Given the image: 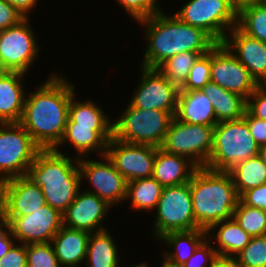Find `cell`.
Instances as JSON below:
<instances>
[{"label": "cell", "mask_w": 266, "mask_h": 267, "mask_svg": "<svg viewBox=\"0 0 266 267\" xmlns=\"http://www.w3.org/2000/svg\"><path fill=\"white\" fill-rule=\"evenodd\" d=\"M24 18L7 0H0V31L18 24Z\"/></svg>", "instance_id": "obj_42"}, {"label": "cell", "mask_w": 266, "mask_h": 267, "mask_svg": "<svg viewBox=\"0 0 266 267\" xmlns=\"http://www.w3.org/2000/svg\"><path fill=\"white\" fill-rule=\"evenodd\" d=\"M228 172L239 197L245 191L266 183V167L258 155L237 163Z\"/></svg>", "instance_id": "obj_30"}, {"label": "cell", "mask_w": 266, "mask_h": 267, "mask_svg": "<svg viewBox=\"0 0 266 267\" xmlns=\"http://www.w3.org/2000/svg\"><path fill=\"white\" fill-rule=\"evenodd\" d=\"M125 11L137 21L150 17L163 10L158 6L157 0H117Z\"/></svg>", "instance_id": "obj_38"}, {"label": "cell", "mask_w": 266, "mask_h": 267, "mask_svg": "<svg viewBox=\"0 0 266 267\" xmlns=\"http://www.w3.org/2000/svg\"><path fill=\"white\" fill-rule=\"evenodd\" d=\"M14 6L25 18H28V13L34 8L37 0H7Z\"/></svg>", "instance_id": "obj_46"}, {"label": "cell", "mask_w": 266, "mask_h": 267, "mask_svg": "<svg viewBox=\"0 0 266 267\" xmlns=\"http://www.w3.org/2000/svg\"><path fill=\"white\" fill-rule=\"evenodd\" d=\"M206 238L207 230L201 228L165 234L160 240L169 244L174 252L165 251L162 264L166 267H181Z\"/></svg>", "instance_id": "obj_24"}, {"label": "cell", "mask_w": 266, "mask_h": 267, "mask_svg": "<svg viewBox=\"0 0 266 267\" xmlns=\"http://www.w3.org/2000/svg\"><path fill=\"white\" fill-rule=\"evenodd\" d=\"M40 150L20 123H0V183L26 175Z\"/></svg>", "instance_id": "obj_9"}, {"label": "cell", "mask_w": 266, "mask_h": 267, "mask_svg": "<svg viewBox=\"0 0 266 267\" xmlns=\"http://www.w3.org/2000/svg\"><path fill=\"white\" fill-rule=\"evenodd\" d=\"M214 127L184 123L174 117L160 148L187 157L198 167H205L213 148Z\"/></svg>", "instance_id": "obj_10"}, {"label": "cell", "mask_w": 266, "mask_h": 267, "mask_svg": "<svg viewBox=\"0 0 266 267\" xmlns=\"http://www.w3.org/2000/svg\"><path fill=\"white\" fill-rule=\"evenodd\" d=\"M13 245L8 252L0 258V267H27L26 245Z\"/></svg>", "instance_id": "obj_41"}, {"label": "cell", "mask_w": 266, "mask_h": 267, "mask_svg": "<svg viewBox=\"0 0 266 267\" xmlns=\"http://www.w3.org/2000/svg\"><path fill=\"white\" fill-rule=\"evenodd\" d=\"M259 148L243 118L218 122L213 129V148L205 167L229 171L237 163L257 156Z\"/></svg>", "instance_id": "obj_5"}, {"label": "cell", "mask_w": 266, "mask_h": 267, "mask_svg": "<svg viewBox=\"0 0 266 267\" xmlns=\"http://www.w3.org/2000/svg\"><path fill=\"white\" fill-rule=\"evenodd\" d=\"M237 27L246 35L266 42V6L256 3L240 8Z\"/></svg>", "instance_id": "obj_32"}, {"label": "cell", "mask_w": 266, "mask_h": 267, "mask_svg": "<svg viewBox=\"0 0 266 267\" xmlns=\"http://www.w3.org/2000/svg\"><path fill=\"white\" fill-rule=\"evenodd\" d=\"M27 267H61L51 242L26 245Z\"/></svg>", "instance_id": "obj_37"}, {"label": "cell", "mask_w": 266, "mask_h": 267, "mask_svg": "<svg viewBox=\"0 0 266 267\" xmlns=\"http://www.w3.org/2000/svg\"><path fill=\"white\" fill-rule=\"evenodd\" d=\"M233 218L250 236L266 235V210L245 205L239 199Z\"/></svg>", "instance_id": "obj_34"}, {"label": "cell", "mask_w": 266, "mask_h": 267, "mask_svg": "<svg viewBox=\"0 0 266 267\" xmlns=\"http://www.w3.org/2000/svg\"><path fill=\"white\" fill-rule=\"evenodd\" d=\"M14 239L22 244L49 243L63 227V214L49 204L25 216H4Z\"/></svg>", "instance_id": "obj_12"}, {"label": "cell", "mask_w": 266, "mask_h": 267, "mask_svg": "<svg viewBox=\"0 0 266 267\" xmlns=\"http://www.w3.org/2000/svg\"><path fill=\"white\" fill-rule=\"evenodd\" d=\"M212 267H241L238 261L232 257H220L214 261Z\"/></svg>", "instance_id": "obj_47"}, {"label": "cell", "mask_w": 266, "mask_h": 267, "mask_svg": "<svg viewBox=\"0 0 266 267\" xmlns=\"http://www.w3.org/2000/svg\"><path fill=\"white\" fill-rule=\"evenodd\" d=\"M243 119L247 122L250 133L259 147L266 145V121L254 117L248 110Z\"/></svg>", "instance_id": "obj_43"}, {"label": "cell", "mask_w": 266, "mask_h": 267, "mask_svg": "<svg viewBox=\"0 0 266 267\" xmlns=\"http://www.w3.org/2000/svg\"><path fill=\"white\" fill-rule=\"evenodd\" d=\"M146 29L147 48L141 67L157 69L164 61L185 51L205 55L217 42L204 30L190 26L174 14L161 11L137 21Z\"/></svg>", "instance_id": "obj_2"}, {"label": "cell", "mask_w": 266, "mask_h": 267, "mask_svg": "<svg viewBox=\"0 0 266 267\" xmlns=\"http://www.w3.org/2000/svg\"><path fill=\"white\" fill-rule=\"evenodd\" d=\"M20 72L0 71V123H19L25 105L26 94Z\"/></svg>", "instance_id": "obj_20"}, {"label": "cell", "mask_w": 266, "mask_h": 267, "mask_svg": "<svg viewBox=\"0 0 266 267\" xmlns=\"http://www.w3.org/2000/svg\"><path fill=\"white\" fill-rule=\"evenodd\" d=\"M46 204L39 185L25 175L1 182L0 213L3 216H25Z\"/></svg>", "instance_id": "obj_17"}, {"label": "cell", "mask_w": 266, "mask_h": 267, "mask_svg": "<svg viewBox=\"0 0 266 267\" xmlns=\"http://www.w3.org/2000/svg\"><path fill=\"white\" fill-rule=\"evenodd\" d=\"M174 117L178 121L195 125L216 126L218 124L213 105L201 89L179 90Z\"/></svg>", "instance_id": "obj_22"}, {"label": "cell", "mask_w": 266, "mask_h": 267, "mask_svg": "<svg viewBox=\"0 0 266 267\" xmlns=\"http://www.w3.org/2000/svg\"><path fill=\"white\" fill-rule=\"evenodd\" d=\"M218 228L216 234L209 235L212 230ZM210 237V238H208ZM216 239L218 247H214L218 256L220 257H232L234 258L239 252H241L250 242L252 236H250L244 229L240 227L234 218L229 220H222L221 222L213 224L207 230V238Z\"/></svg>", "instance_id": "obj_26"}, {"label": "cell", "mask_w": 266, "mask_h": 267, "mask_svg": "<svg viewBox=\"0 0 266 267\" xmlns=\"http://www.w3.org/2000/svg\"><path fill=\"white\" fill-rule=\"evenodd\" d=\"M152 230L157 238L167 233L199 229L196 224L189 182L165 186L156 207Z\"/></svg>", "instance_id": "obj_8"}, {"label": "cell", "mask_w": 266, "mask_h": 267, "mask_svg": "<svg viewBox=\"0 0 266 267\" xmlns=\"http://www.w3.org/2000/svg\"><path fill=\"white\" fill-rule=\"evenodd\" d=\"M225 36L222 43L247 68L259 85L266 84V42L252 38L237 26Z\"/></svg>", "instance_id": "obj_19"}, {"label": "cell", "mask_w": 266, "mask_h": 267, "mask_svg": "<svg viewBox=\"0 0 266 267\" xmlns=\"http://www.w3.org/2000/svg\"><path fill=\"white\" fill-rule=\"evenodd\" d=\"M173 118L168 111L139 109L129 104L113 122V138L131 144L159 148Z\"/></svg>", "instance_id": "obj_6"}, {"label": "cell", "mask_w": 266, "mask_h": 267, "mask_svg": "<svg viewBox=\"0 0 266 267\" xmlns=\"http://www.w3.org/2000/svg\"><path fill=\"white\" fill-rule=\"evenodd\" d=\"M234 258L241 267H266V235L252 237Z\"/></svg>", "instance_id": "obj_35"}, {"label": "cell", "mask_w": 266, "mask_h": 267, "mask_svg": "<svg viewBox=\"0 0 266 267\" xmlns=\"http://www.w3.org/2000/svg\"><path fill=\"white\" fill-rule=\"evenodd\" d=\"M201 56L199 52L185 51L164 61L157 69L179 88L187 80L189 71Z\"/></svg>", "instance_id": "obj_33"}, {"label": "cell", "mask_w": 266, "mask_h": 267, "mask_svg": "<svg viewBox=\"0 0 266 267\" xmlns=\"http://www.w3.org/2000/svg\"><path fill=\"white\" fill-rule=\"evenodd\" d=\"M262 0H232L235 8L239 10L243 6L249 5V4H256L260 3Z\"/></svg>", "instance_id": "obj_48"}, {"label": "cell", "mask_w": 266, "mask_h": 267, "mask_svg": "<svg viewBox=\"0 0 266 267\" xmlns=\"http://www.w3.org/2000/svg\"><path fill=\"white\" fill-rule=\"evenodd\" d=\"M157 147L112 138L106 154L126 182L152 177Z\"/></svg>", "instance_id": "obj_15"}, {"label": "cell", "mask_w": 266, "mask_h": 267, "mask_svg": "<svg viewBox=\"0 0 266 267\" xmlns=\"http://www.w3.org/2000/svg\"><path fill=\"white\" fill-rule=\"evenodd\" d=\"M141 82L130 104L139 109L168 111L175 116L179 87L158 69L141 67Z\"/></svg>", "instance_id": "obj_14"}, {"label": "cell", "mask_w": 266, "mask_h": 267, "mask_svg": "<svg viewBox=\"0 0 266 267\" xmlns=\"http://www.w3.org/2000/svg\"><path fill=\"white\" fill-rule=\"evenodd\" d=\"M239 199L245 205L266 210V183L245 191Z\"/></svg>", "instance_id": "obj_44"}, {"label": "cell", "mask_w": 266, "mask_h": 267, "mask_svg": "<svg viewBox=\"0 0 266 267\" xmlns=\"http://www.w3.org/2000/svg\"><path fill=\"white\" fill-rule=\"evenodd\" d=\"M25 99L20 124L41 150L55 149L63 138L74 86L56 73L51 74Z\"/></svg>", "instance_id": "obj_1"}, {"label": "cell", "mask_w": 266, "mask_h": 267, "mask_svg": "<svg viewBox=\"0 0 266 267\" xmlns=\"http://www.w3.org/2000/svg\"><path fill=\"white\" fill-rule=\"evenodd\" d=\"M237 14L232 0H189L174 13L184 23L204 30L217 43H222L229 30L237 26Z\"/></svg>", "instance_id": "obj_7"}, {"label": "cell", "mask_w": 266, "mask_h": 267, "mask_svg": "<svg viewBox=\"0 0 266 267\" xmlns=\"http://www.w3.org/2000/svg\"><path fill=\"white\" fill-rule=\"evenodd\" d=\"M117 247L107 230L90 233L85 259L88 267H118Z\"/></svg>", "instance_id": "obj_29"}, {"label": "cell", "mask_w": 266, "mask_h": 267, "mask_svg": "<svg viewBox=\"0 0 266 267\" xmlns=\"http://www.w3.org/2000/svg\"><path fill=\"white\" fill-rule=\"evenodd\" d=\"M211 82L246 99L259 86L223 43H217L211 49Z\"/></svg>", "instance_id": "obj_13"}, {"label": "cell", "mask_w": 266, "mask_h": 267, "mask_svg": "<svg viewBox=\"0 0 266 267\" xmlns=\"http://www.w3.org/2000/svg\"><path fill=\"white\" fill-rule=\"evenodd\" d=\"M186 158L157 148L152 177L163 187L189 182L198 166Z\"/></svg>", "instance_id": "obj_21"}, {"label": "cell", "mask_w": 266, "mask_h": 267, "mask_svg": "<svg viewBox=\"0 0 266 267\" xmlns=\"http://www.w3.org/2000/svg\"><path fill=\"white\" fill-rule=\"evenodd\" d=\"M217 258L218 254L215 248L206 238L181 267H212Z\"/></svg>", "instance_id": "obj_39"}, {"label": "cell", "mask_w": 266, "mask_h": 267, "mask_svg": "<svg viewBox=\"0 0 266 267\" xmlns=\"http://www.w3.org/2000/svg\"><path fill=\"white\" fill-rule=\"evenodd\" d=\"M196 224L208 230L233 218L239 195L228 171L198 167L189 181Z\"/></svg>", "instance_id": "obj_4"}, {"label": "cell", "mask_w": 266, "mask_h": 267, "mask_svg": "<svg viewBox=\"0 0 266 267\" xmlns=\"http://www.w3.org/2000/svg\"><path fill=\"white\" fill-rule=\"evenodd\" d=\"M213 105L217 122L238 120L247 110V99L213 82L201 89Z\"/></svg>", "instance_id": "obj_25"}, {"label": "cell", "mask_w": 266, "mask_h": 267, "mask_svg": "<svg viewBox=\"0 0 266 267\" xmlns=\"http://www.w3.org/2000/svg\"><path fill=\"white\" fill-rule=\"evenodd\" d=\"M73 161L59 149L40 150L25 175L40 186L46 204L62 214L74 201L81 187L78 158Z\"/></svg>", "instance_id": "obj_3"}, {"label": "cell", "mask_w": 266, "mask_h": 267, "mask_svg": "<svg viewBox=\"0 0 266 267\" xmlns=\"http://www.w3.org/2000/svg\"><path fill=\"white\" fill-rule=\"evenodd\" d=\"M105 161H93L78 158V167L81 178H87L92 190H86L89 193L96 194L99 198L113 206L126 199L127 182L125 178L117 171L112 161L107 155H103Z\"/></svg>", "instance_id": "obj_16"}, {"label": "cell", "mask_w": 266, "mask_h": 267, "mask_svg": "<svg viewBox=\"0 0 266 267\" xmlns=\"http://www.w3.org/2000/svg\"><path fill=\"white\" fill-rule=\"evenodd\" d=\"M113 138V131H95L91 127L84 126H66L65 132L59 145L54 149L58 150L61 144L69 142L73 145L79 155V158L87 153L94 151L101 154H106L108 142Z\"/></svg>", "instance_id": "obj_27"}, {"label": "cell", "mask_w": 266, "mask_h": 267, "mask_svg": "<svg viewBox=\"0 0 266 267\" xmlns=\"http://www.w3.org/2000/svg\"><path fill=\"white\" fill-rule=\"evenodd\" d=\"M163 186L153 177L135 179L127 183L126 199L137 210H150L157 207Z\"/></svg>", "instance_id": "obj_31"}, {"label": "cell", "mask_w": 266, "mask_h": 267, "mask_svg": "<svg viewBox=\"0 0 266 267\" xmlns=\"http://www.w3.org/2000/svg\"><path fill=\"white\" fill-rule=\"evenodd\" d=\"M134 267H148L146 263H141L139 265H135Z\"/></svg>", "instance_id": "obj_50"}, {"label": "cell", "mask_w": 266, "mask_h": 267, "mask_svg": "<svg viewBox=\"0 0 266 267\" xmlns=\"http://www.w3.org/2000/svg\"><path fill=\"white\" fill-rule=\"evenodd\" d=\"M90 233L63 226L51 244L61 267H76L86 258Z\"/></svg>", "instance_id": "obj_23"}, {"label": "cell", "mask_w": 266, "mask_h": 267, "mask_svg": "<svg viewBox=\"0 0 266 267\" xmlns=\"http://www.w3.org/2000/svg\"><path fill=\"white\" fill-rule=\"evenodd\" d=\"M75 94L71 97L68 108L66 126L91 127L95 131H113V121L93 101H75Z\"/></svg>", "instance_id": "obj_28"}, {"label": "cell", "mask_w": 266, "mask_h": 267, "mask_svg": "<svg viewBox=\"0 0 266 267\" xmlns=\"http://www.w3.org/2000/svg\"><path fill=\"white\" fill-rule=\"evenodd\" d=\"M209 82H211V50L197 59L179 90H199Z\"/></svg>", "instance_id": "obj_36"}, {"label": "cell", "mask_w": 266, "mask_h": 267, "mask_svg": "<svg viewBox=\"0 0 266 267\" xmlns=\"http://www.w3.org/2000/svg\"><path fill=\"white\" fill-rule=\"evenodd\" d=\"M11 238L14 239V236L12 235V232L10 230V223L0 213V258L5 255L8 250L15 244L13 243L14 241Z\"/></svg>", "instance_id": "obj_45"}, {"label": "cell", "mask_w": 266, "mask_h": 267, "mask_svg": "<svg viewBox=\"0 0 266 267\" xmlns=\"http://www.w3.org/2000/svg\"><path fill=\"white\" fill-rule=\"evenodd\" d=\"M110 207L96 194L87 191L82 193L79 190L74 201L63 213V226L89 233L106 230L101 223Z\"/></svg>", "instance_id": "obj_18"}, {"label": "cell", "mask_w": 266, "mask_h": 267, "mask_svg": "<svg viewBox=\"0 0 266 267\" xmlns=\"http://www.w3.org/2000/svg\"><path fill=\"white\" fill-rule=\"evenodd\" d=\"M258 157L261 159L262 163L266 167V145L261 146L258 151Z\"/></svg>", "instance_id": "obj_49"}, {"label": "cell", "mask_w": 266, "mask_h": 267, "mask_svg": "<svg viewBox=\"0 0 266 267\" xmlns=\"http://www.w3.org/2000/svg\"><path fill=\"white\" fill-rule=\"evenodd\" d=\"M260 3H261L262 5H264V6H266V0H262Z\"/></svg>", "instance_id": "obj_51"}, {"label": "cell", "mask_w": 266, "mask_h": 267, "mask_svg": "<svg viewBox=\"0 0 266 267\" xmlns=\"http://www.w3.org/2000/svg\"><path fill=\"white\" fill-rule=\"evenodd\" d=\"M34 34L28 18L0 31V71L27 74L40 50Z\"/></svg>", "instance_id": "obj_11"}, {"label": "cell", "mask_w": 266, "mask_h": 267, "mask_svg": "<svg viewBox=\"0 0 266 267\" xmlns=\"http://www.w3.org/2000/svg\"><path fill=\"white\" fill-rule=\"evenodd\" d=\"M247 110L254 117L266 121V84L259 85L249 96Z\"/></svg>", "instance_id": "obj_40"}]
</instances>
